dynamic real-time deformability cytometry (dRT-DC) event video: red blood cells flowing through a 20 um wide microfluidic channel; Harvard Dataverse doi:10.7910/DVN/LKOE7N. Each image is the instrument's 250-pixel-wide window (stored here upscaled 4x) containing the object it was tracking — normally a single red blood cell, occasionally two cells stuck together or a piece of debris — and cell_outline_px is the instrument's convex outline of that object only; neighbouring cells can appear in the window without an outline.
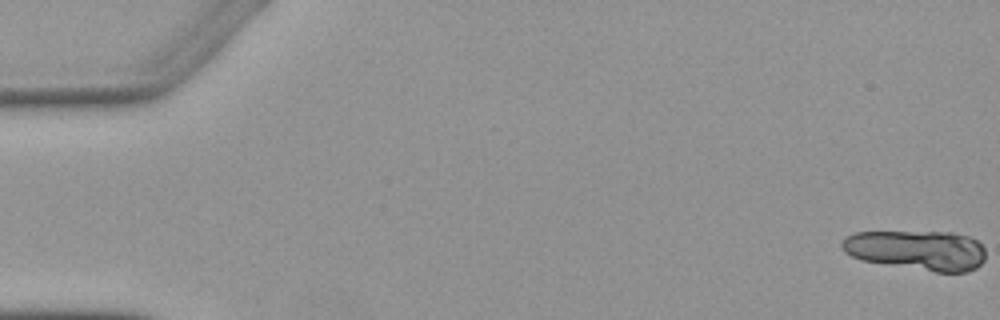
{"species": "Egyptian fruit bat (a non-hibernating species)", "species_latin": "Rousettus aegyptiacus", "temperature_condition": "warm", "stored_images_in_passage": 4, "camera_frame_rate_fps": 3000, "um_per_image_px": 0.085, "animal": {"sex": "female"}, "frame": {"image": 1, "passage_image": 1, "time_ms": 0.0, "image_size_px": [1000, 320], "cell_outline_px": [[984, 260], [976, 268], [968, 272], [936, 272], [860, 260], [844, 252], [840, 248], [840, 244], [848, 236], [856, 232], [952, 232], [968, 236], [976, 240], [984, 248]], "centroid_in_image_um": [77.94, 21.27], "position_along_channel_um": 7.1, "area_um2": 33.41}}